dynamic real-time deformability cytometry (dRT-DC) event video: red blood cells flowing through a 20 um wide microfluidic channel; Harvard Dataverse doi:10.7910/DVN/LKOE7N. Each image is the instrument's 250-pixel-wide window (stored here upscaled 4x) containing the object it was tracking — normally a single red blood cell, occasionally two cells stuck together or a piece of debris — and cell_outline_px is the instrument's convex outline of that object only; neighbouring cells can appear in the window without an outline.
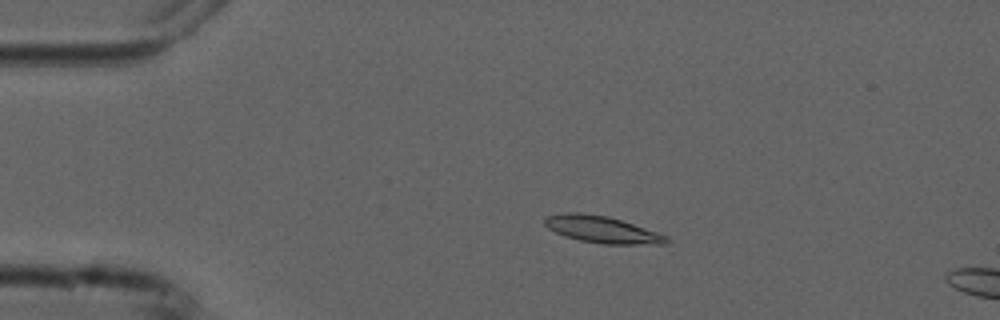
{"species": "common noctule bat (a hibernating species)", "species_latin": "Nyctalus noctula", "temperature_condition": "cold", "stored_images_in_passage": 5, "camera_frame_rate_fps": 3000, "um_per_image_px": 0.085, "animal": {"sex": "male", "forearm_length_mm": 52.5}, "frame": {"image": 1, "passage_image": 3, "time_ms": 2.333, "image_size_px": [1000, 320], "cell_outline_px": [[668, 244], [604, 244], [580, 240], [564, 236], [548, 228], [544, 224], [544, 220], [548, 216], [564, 212], [580, 212], [608, 216], [668, 236]], "centroid_in_image_um": [51.15, 19.51], "position_along_channel_um": 33.8, "area_um2": 18.84}}